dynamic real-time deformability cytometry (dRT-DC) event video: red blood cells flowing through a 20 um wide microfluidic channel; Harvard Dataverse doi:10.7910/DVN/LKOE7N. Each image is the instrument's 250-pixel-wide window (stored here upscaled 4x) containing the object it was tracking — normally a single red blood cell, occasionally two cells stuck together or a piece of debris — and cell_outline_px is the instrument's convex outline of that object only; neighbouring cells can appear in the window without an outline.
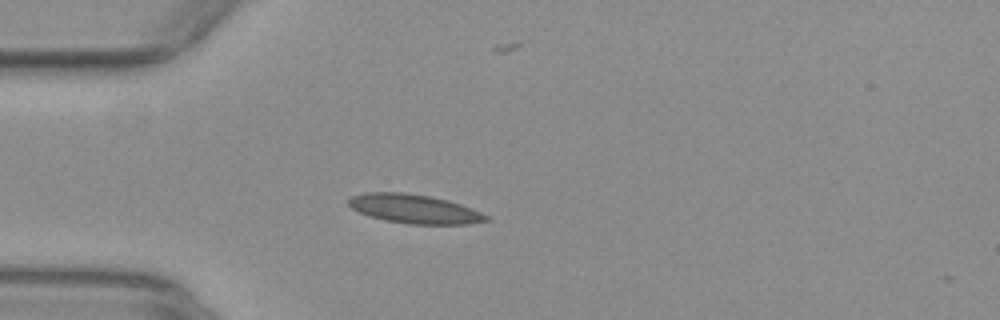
{"species": "common noctule bat (a hibernating species)", "species_latin": "Nyctalus noctula", "temperature_condition": "warm", "stored_images_in_passage": 40, "camera_frame_rate_fps": 3000, "um_per_image_px": 0.085, "animal": {"sex": "female", "body_mass_g": 29.2, "forearm_length_mm": 56.3}, "frame": {"image": 1, "passage_image": 1, "time_ms": 0.0, "image_size_px": [1000, 320], "cell_outline_px": [[492, 220], [468, 224], [408, 224], [384, 220], [360, 212], [352, 208], [348, 204], [348, 196], [364, 192], [404, 192], [432, 196], [448, 200], [472, 208], [488, 216]], "centroid_in_image_um": [35.22, 17.74], "position_along_channel_um": 49.8, "area_um2": 23.41}}
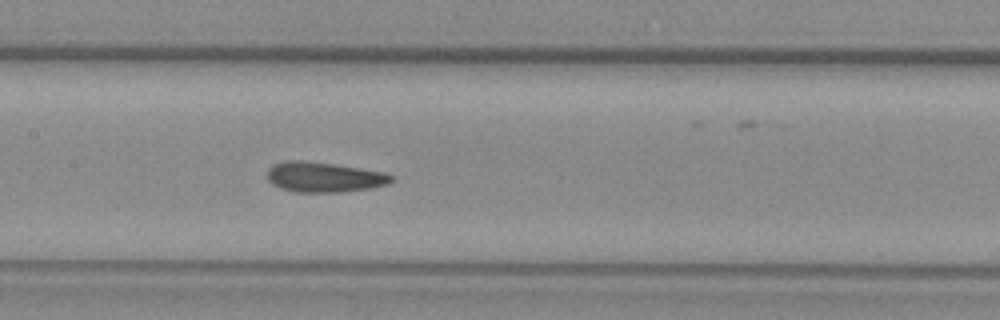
{"frame": {"image": 2, "passage_image": 12, "time_ms": 3.667, "image_size_px": [1000, 320], "cell_outline_px": [[396, 176], [388, 184], [372, 188], [340, 192], [292, 192], [280, 188], [272, 184], [268, 180], [268, 168], [284, 160], [300, 160], [332, 164], [360, 168], [384, 172]], "centroid_in_image_um": [27.55, 15.06], "position_along_channel_um": 179.8, "area_um2": 21.85}}
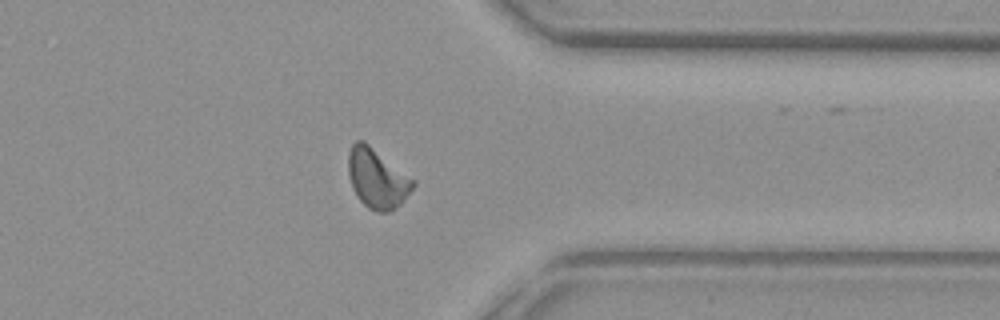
{"frame": {"image": 3, "passage_image": 28, "time_ms": 9.0, "image_size_px": [1000, 320], "cell_outline_px": [[416, 184], [404, 200], [396, 208], [388, 212], [376, 212], [368, 208], [356, 196], [352, 188], [348, 172], [348, 152], [352, 144], [356, 140], [364, 140], [416, 180]], "centroid_in_image_um": [32.06, 15.16], "position_along_channel_um": 379.3, "area_um2": 22.77}, "authors_computed_cell_mechanics": {"area_um2": 21.3282, "velocity_mm_per_s": 3.8928, "shape_relaxation_time_tau1_ms": null, "shape_relaxation_time_tau2_ms": 1.798, "deformation_change_tau1": null, "deformation_change_tau2": 0.093}}